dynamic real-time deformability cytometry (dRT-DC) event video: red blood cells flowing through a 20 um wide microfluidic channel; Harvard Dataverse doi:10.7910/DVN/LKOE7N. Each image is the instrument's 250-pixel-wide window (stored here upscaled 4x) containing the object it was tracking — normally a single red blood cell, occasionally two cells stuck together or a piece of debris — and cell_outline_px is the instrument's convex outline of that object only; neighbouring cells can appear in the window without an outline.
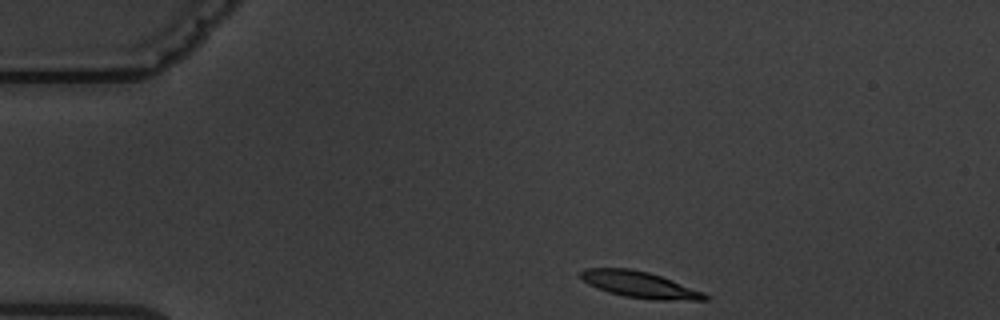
{"species": "common noctule bat (a hibernating species)", "species_latin": "Nyctalus noctula", "temperature_condition": "warm", "stored_images_in_passage": 3, "camera_frame_rate_fps": 3000, "um_per_image_px": 0.085, "animal": {"sex": "male", "body_mass_g": 19.5, "forearm_length_mm": 54.6}, "frame": {"image": 1, "passage_image": 1, "time_ms": 0.0, "image_size_px": [1000, 320], "cell_outline_px": [[708, 300], [656, 300], [624, 296], [608, 292], [596, 288], [588, 284], [580, 276], [580, 272], [584, 268], [628, 268], [648, 272], [660, 276], [704, 292], [708, 296]], "centroid_in_image_um": [54.35, 24.19], "position_along_channel_um": 30.6, "area_um2": 18.9}}